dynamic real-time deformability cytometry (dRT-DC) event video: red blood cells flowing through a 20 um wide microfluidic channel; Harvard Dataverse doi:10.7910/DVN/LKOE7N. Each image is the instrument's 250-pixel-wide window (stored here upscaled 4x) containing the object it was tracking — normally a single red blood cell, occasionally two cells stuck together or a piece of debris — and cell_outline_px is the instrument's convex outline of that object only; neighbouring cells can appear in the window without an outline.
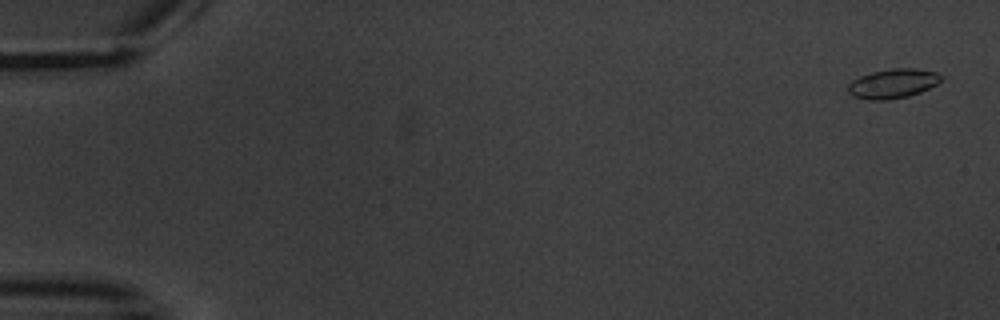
{"species": "common noctule bat (a hibernating species)", "species_latin": "Nyctalus noctula", "temperature_condition": "warm", "stored_images_in_passage": 7, "camera_frame_rate_fps": 3000, "um_per_image_px": 0.085, "animal": {"sex": "male", "body_mass_g": 20.1, "forearm_length_mm": 53.5}, "frame": {"image": 1, "passage_image": 1, "time_ms": 0.0, "image_size_px": [1000, 320], "cell_outline_px": [[944, 76], [936, 84], [920, 92], [908, 96], [888, 100], [868, 100], [852, 96], [848, 92], [848, 84], [852, 80], [860, 76], [872, 72], [892, 68], [916, 68], [936, 72]], "centroid_in_image_um": [75.88, 7.1], "position_along_channel_um": 9.1, "area_um2": 16.01}}
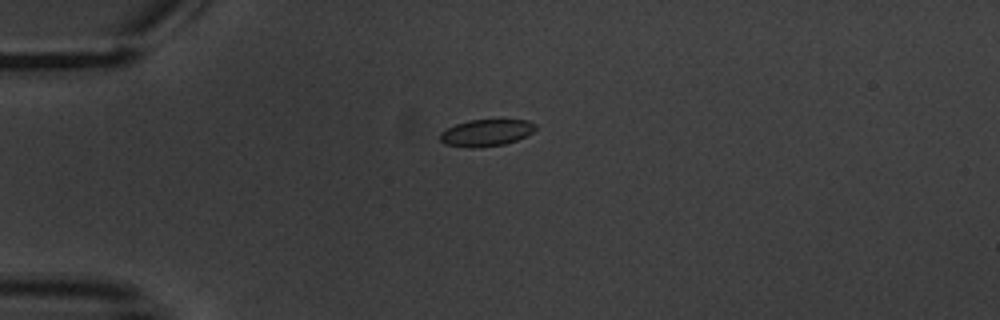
{"frame": {"image": 2, "passage_image": 5, "time_ms": 4.667, "image_size_px": [1000, 320], "cell_outline_px": [[536, 128], [528, 136], [504, 144], [472, 148], [444, 144], [440, 140], [440, 132], [456, 124], [468, 120], [500, 116], [528, 120], [536, 124]], "centroid_in_image_um": [41.39, 11.22], "position_along_channel_um": 43.6, "area_um2": 15.72}}